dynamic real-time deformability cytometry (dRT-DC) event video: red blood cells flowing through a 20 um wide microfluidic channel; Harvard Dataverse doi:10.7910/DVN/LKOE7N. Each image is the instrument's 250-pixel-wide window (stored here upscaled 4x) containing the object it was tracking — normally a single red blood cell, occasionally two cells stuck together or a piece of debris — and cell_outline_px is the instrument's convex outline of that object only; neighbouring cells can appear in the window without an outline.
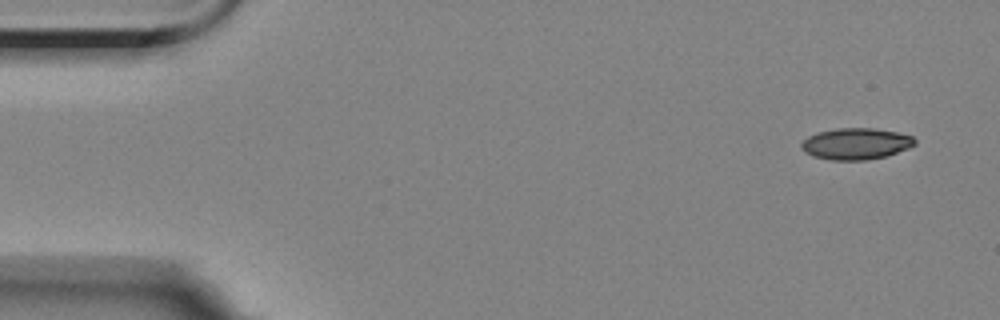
{"species": "Egyptian fruit bat (a non-hibernating species)", "species_latin": "Rousettus aegyptiacus", "temperature_condition": "room temperature", "stored_images_in_passage": 6, "segment_of_instrument_passage": [1, 2], "camera_frame_rate_fps": 3000, "um_per_image_px": 0.085, "animal": {"sex": "female"}, "frame": {"image": 1, "passage_image": 1, "time_ms": 0.0, "image_size_px": [1000, 320], "cell_outline_px": [[916, 144], [908, 148], [884, 156], [864, 160], [832, 160], [812, 156], [804, 152], [800, 148], [800, 144], [808, 136], [816, 132], [836, 128], [876, 128], [896, 132], [912, 136], [916, 140]], "centroid_in_image_um": [72.71, 12.21], "position_along_channel_um": 12.3, "area_um2": 20.81}}
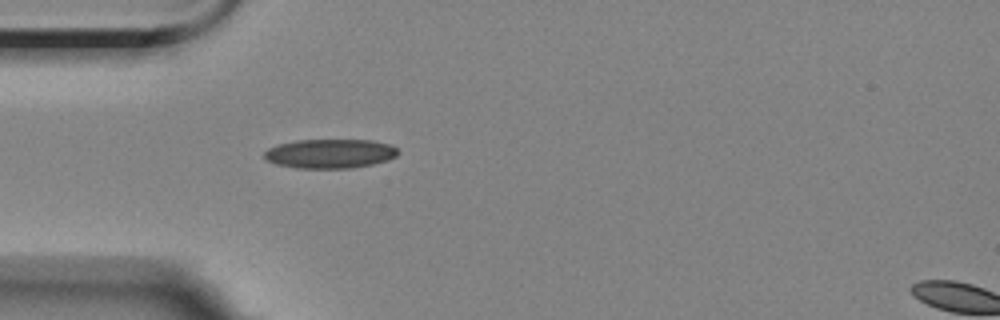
{"frame": {"image": 2, "passage_image": 5, "time_ms": 4.333, "image_size_px": [1000, 320], "cell_outline_px": [[400, 152], [396, 156], [388, 160], [372, 164], [352, 168], [296, 168], [276, 164], [264, 160], [264, 152], [268, 148], [276, 144], [296, 140], [372, 140], [392, 144]], "centroid_in_image_um": [28.04, 13.05], "position_along_channel_um": 57.0, "area_um2": 23.06}}